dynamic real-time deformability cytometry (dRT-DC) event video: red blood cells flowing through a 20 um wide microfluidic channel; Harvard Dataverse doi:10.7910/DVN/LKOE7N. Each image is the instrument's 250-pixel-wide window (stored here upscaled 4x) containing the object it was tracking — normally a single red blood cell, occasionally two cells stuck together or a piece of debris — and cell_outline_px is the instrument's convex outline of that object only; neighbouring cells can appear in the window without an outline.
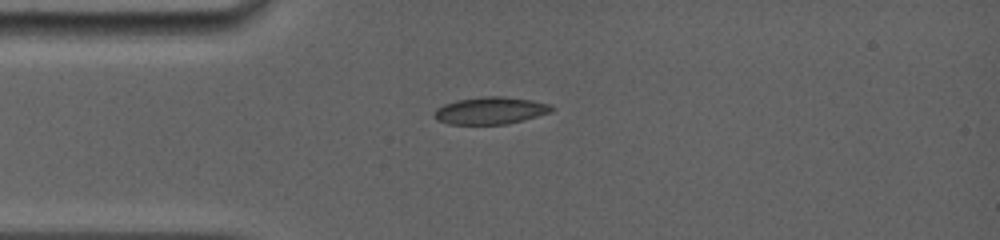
{"species": "common noctule bat (a hibernating species)", "species_latin": "Nyctalus noctula", "temperature_condition": "room temperature", "stored_images_in_passage": 8, "camera_frame_rate_fps": 5000, "um_per_image_px": 0.085, "animal": {"sex": "female", "body_mass_g": 19.0, "forearm_length_mm": 56.7}, "frame": {"image": 1, "passage_image": 1, "time_ms": 0.0, "image_size_px": [1000, 240], "cell_outline_px": [[556, 108], [552, 112], [504, 124], [448, 124], [436, 120], [432, 116], [432, 112], [436, 108], [444, 104], [456, 100], [484, 96], [504, 96], [532, 100], [552, 104]], "centroid_in_image_um": [41.66, 9.39], "position_along_channel_um": 43.3, "area_um2": 18.79}}
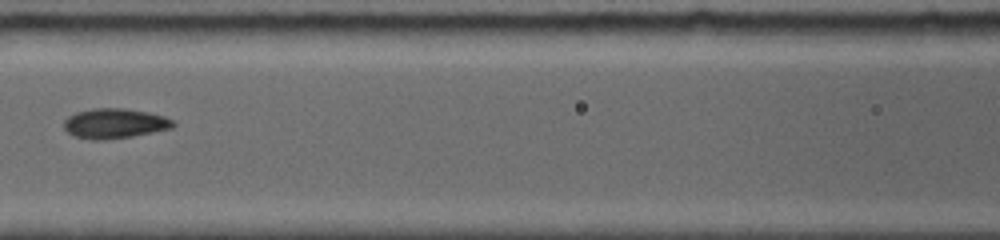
{"frame": {"image": 2, "passage_image": 4, "time_ms": 3.2, "image_size_px": [1000, 240], "cell_outline_px": [[176, 124], [172, 128], [132, 136], [104, 140], [92, 140], [72, 136], [64, 128], [64, 120], [68, 116], [76, 112], [92, 108], [124, 108], [148, 112], [164, 116], [172, 120]], "centroid_in_image_um": [9.71, 10.49], "position_along_channel_um": 156.9, "area_um2": 19.13}}
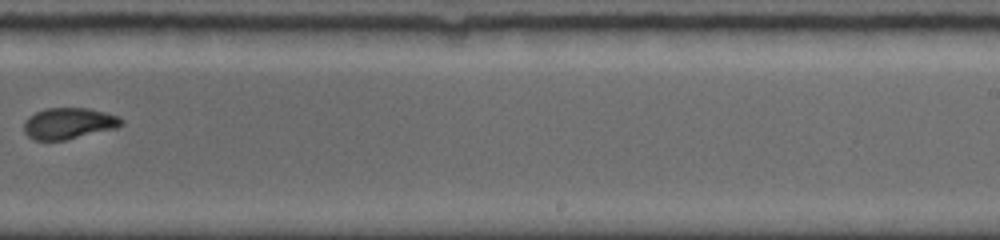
{"frame": {"image": 3, "passage_image": 7, "time_ms": 6.4, "image_size_px": [1000, 240], "cell_outline_px": [[124, 124], [116, 128], [64, 140], [36, 140], [28, 136], [24, 132], [24, 124], [28, 116], [36, 112], [48, 108], [88, 108], [120, 116], [124, 120]], "centroid_in_image_um": [5.86, 10.48], "position_along_channel_um": 283.1, "area_um2": 17.69}}